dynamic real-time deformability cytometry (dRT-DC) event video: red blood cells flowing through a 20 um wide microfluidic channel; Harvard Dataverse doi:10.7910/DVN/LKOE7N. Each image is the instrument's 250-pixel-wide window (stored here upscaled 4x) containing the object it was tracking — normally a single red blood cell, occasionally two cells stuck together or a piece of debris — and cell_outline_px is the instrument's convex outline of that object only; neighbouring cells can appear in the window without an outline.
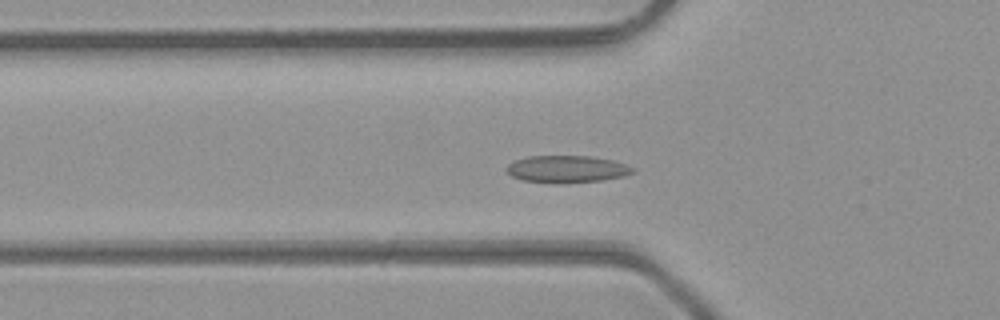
{"species": "common noctule bat (a hibernating species)", "species_latin": "Nyctalus noctula", "temperature_condition": "room temperature", "stored_images_in_passage": 43, "camera_frame_rate_fps": 3000, "um_per_image_px": 0.085, "animal": {"sex": "male", "body_mass_g": 23.1, "forearm_length_mm": 52.7}, "frame": {"image": 1, "passage_image": 12, "time_ms": 3.667, "image_size_px": [1000, 320], "cell_outline_px": [[636, 172], [624, 176], [600, 180], [556, 184], [552, 184], [524, 180], [512, 176], [504, 168], [508, 164], [516, 160], [528, 156], [592, 156], [612, 160], [628, 164], [636, 168]], "centroid_in_image_um": [48.22, 14.37], "position_along_channel_um": 77.6, "area_um2": 20.17}}
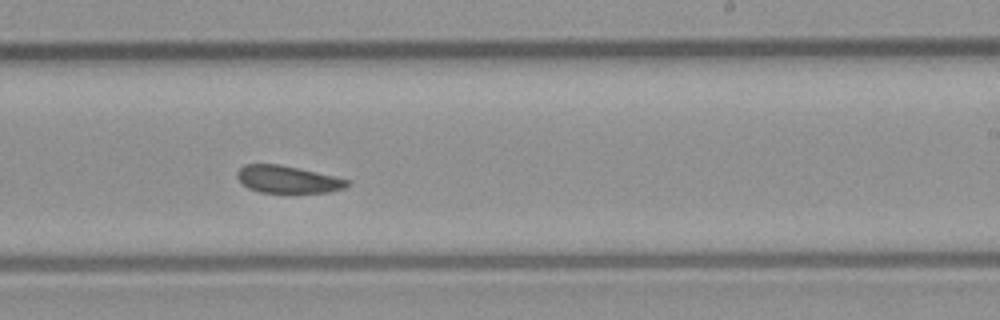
{"frame": {"image": 2, "passage_image": 25, "time_ms": 8.0, "image_size_px": [1000, 320], "cell_outline_px": [[352, 184], [344, 188], [332, 192], [260, 192], [248, 188], [236, 176], [236, 172], [244, 164], [280, 164], [336, 176], [352, 180]], "centroid_in_image_um": [24.51, 15.24], "position_along_channel_um": 264.5, "area_um2": 17.63}}
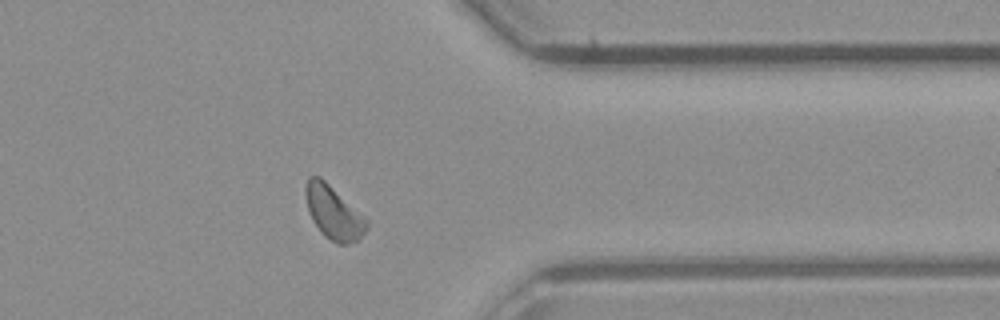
{"frame": {"image": 3, "passage_image": 34, "time_ms": 11.0, "image_size_px": [1000, 320], "cell_outline_px": [[368, 228], [356, 240], [348, 244], [336, 244], [324, 236], [320, 232], [312, 220], [308, 212], [304, 192], [304, 188], [308, 176], [320, 176], [368, 220]], "centroid_in_image_um": [28.31, 18.07], "position_along_channel_um": 383.1, "area_um2": 18.96}, "authors_computed_cell_mechanics": {"area_um2": 18.6694, "velocity_mm_per_s": 4.3035, "shape_relaxation_time_tau1_ms": null, "shape_relaxation_time_tau2_ms": 4.1569, "deformation_change_tau1": null, "deformation_change_tau2": 0.089}}